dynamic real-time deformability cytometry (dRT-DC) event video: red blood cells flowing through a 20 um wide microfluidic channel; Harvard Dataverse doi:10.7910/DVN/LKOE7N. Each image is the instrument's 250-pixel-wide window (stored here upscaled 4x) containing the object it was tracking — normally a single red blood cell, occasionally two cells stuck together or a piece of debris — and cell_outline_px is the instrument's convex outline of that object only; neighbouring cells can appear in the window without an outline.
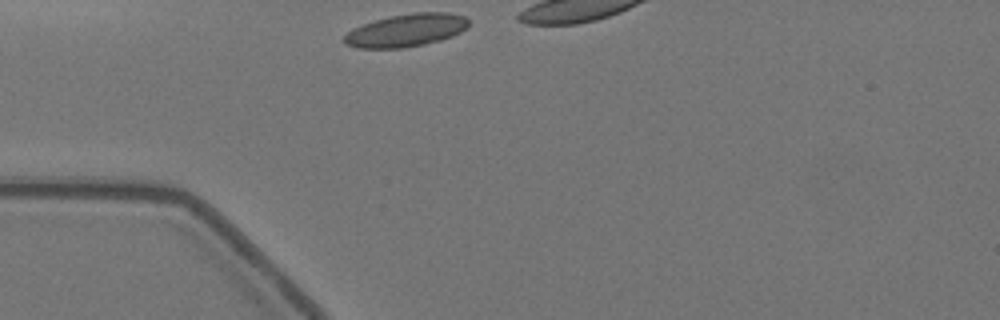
{"species": "Egyptian fruit bat (a non-hibernating species)", "species_latin": "Rousettus aegyptiacus", "temperature_condition": "warm", "stored_images_in_passage": 7, "camera_frame_rate_fps": 3000, "um_per_image_px": 0.085, "animal": {"sex": "female"}, "frame": {"image": 1, "passage_image": 1, "time_ms": 0.0, "image_size_px": [1000, 320], "cell_outline_px": [[468, 28], [452, 36], [440, 40], [424, 44], [404, 48], [356, 48], [344, 44], [340, 40], [352, 28], [376, 20], [392, 16], [416, 12], [448, 12], [464, 16], [468, 20]], "centroid_in_image_um": [34.5, 2.59], "position_along_channel_um": 50.5, "area_um2": 23.81}}